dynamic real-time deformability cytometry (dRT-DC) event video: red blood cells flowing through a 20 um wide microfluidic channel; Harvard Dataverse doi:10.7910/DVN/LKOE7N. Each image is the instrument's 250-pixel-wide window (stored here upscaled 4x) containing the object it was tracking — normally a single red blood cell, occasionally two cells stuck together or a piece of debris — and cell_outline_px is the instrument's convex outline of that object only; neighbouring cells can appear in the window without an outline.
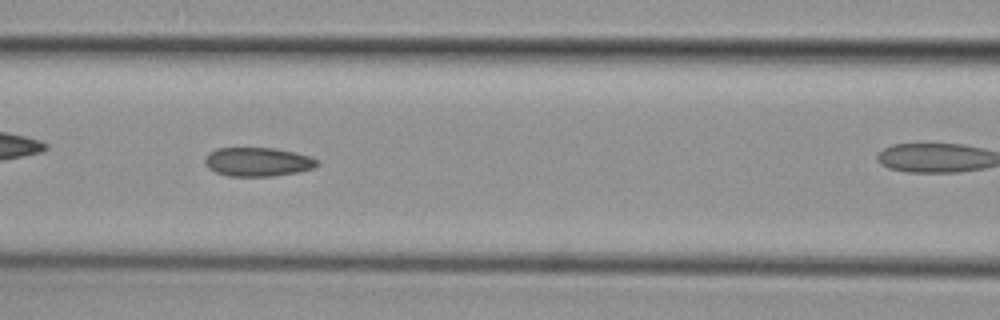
{"species": "common noctule bat (a hibernating species)", "species_latin": "Nyctalus noctula", "temperature_condition": "cold", "stored_images_in_passage": 23, "camera_frame_rate_fps": 3000, "um_per_image_px": 0.085, "animal": {"sex": "female", "body_mass_g": 29.2, "forearm_length_mm": 56.3}, "frame": {"image": 1, "passage_image": 10, "time_ms": 3.0, "image_size_px": [1000, 320], "cell_outline_px": [[320, 164], [312, 168], [300, 172], [272, 176], [228, 176], [216, 172], [208, 168], [204, 164], [204, 156], [208, 152], [216, 148], [276, 148], [296, 152], [308, 156], [316, 160]], "centroid_in_image_um": [21.87, 13.75], "position_along_channel_um": 144.7, "area_um2": 19.07}}